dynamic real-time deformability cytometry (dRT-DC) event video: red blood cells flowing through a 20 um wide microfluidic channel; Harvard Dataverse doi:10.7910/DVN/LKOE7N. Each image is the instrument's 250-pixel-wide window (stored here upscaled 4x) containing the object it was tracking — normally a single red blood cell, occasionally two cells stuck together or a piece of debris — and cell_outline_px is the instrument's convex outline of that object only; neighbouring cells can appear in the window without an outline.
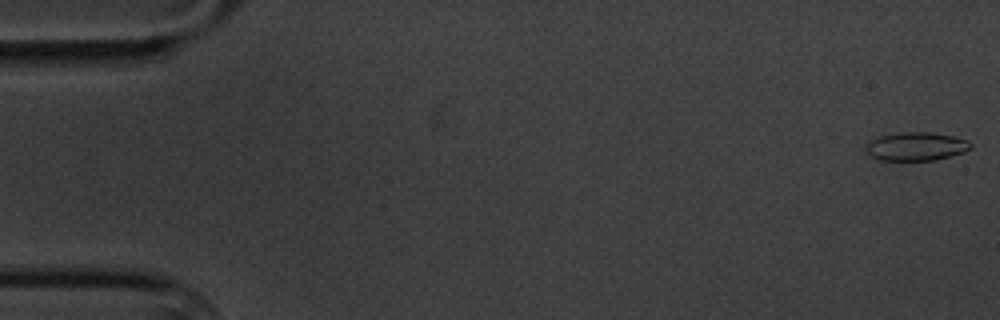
{"species": "common noctule bat (a hibernating species)", "species_latin": "Nyctalus noctula", "temperature_condition": "cold", "stored_images_in_passage": 6, "camera_frame_rate_fps": 3000, "um_per_image_px": 0.085, "animal": {"sex": "male", "body_mass_g": 20.1, "forearm_length_mm": 53.5}, "frame": {"image": 1, "passage_image": 1, "time_ms": 0.0, "image_size_px": [1000, 320], "cell_outline_px": [[972, 148], [964, 152], [952, 156], [936, 160], [880, 160], [872, 156], [868, 152], [868, 144], [872, 140], [880, 136], [900, 132], [932, 132], [952, 136], [968, 140], [972, 144]], "centroid_in_image_um": [77.95, 12.44], "position_along_channel_um": 7.1, "area_um2": 17.22}}
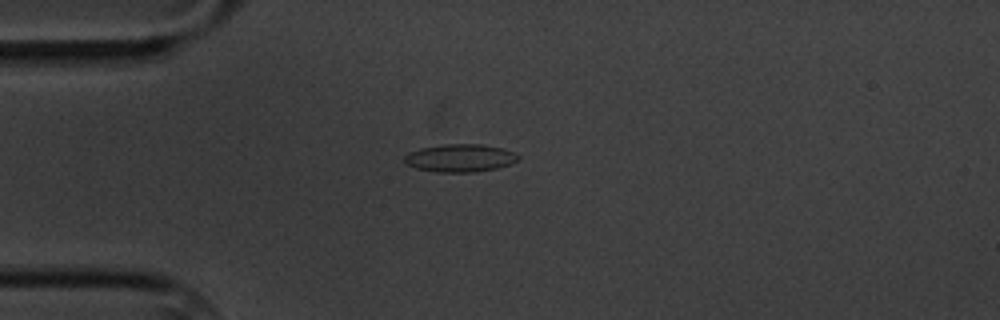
{"frame": {"image": 2, "passage_image": 5, "time_ms": 4.667, "image_size_px": [1000, 320], "cell_outline_px": [[520, 160], [496, 168], [472, 172], [436, 172], [416, 168], [404, 164], [404, 156], [408, 152], [420, 148], [444, 144], [480, 144], [504, 148], [516, 152], [520, 156]], "centroid_in_image_um": [39.1, 13.42], "position_along_channel_um": 45.9, "area_um2": 18.61}}